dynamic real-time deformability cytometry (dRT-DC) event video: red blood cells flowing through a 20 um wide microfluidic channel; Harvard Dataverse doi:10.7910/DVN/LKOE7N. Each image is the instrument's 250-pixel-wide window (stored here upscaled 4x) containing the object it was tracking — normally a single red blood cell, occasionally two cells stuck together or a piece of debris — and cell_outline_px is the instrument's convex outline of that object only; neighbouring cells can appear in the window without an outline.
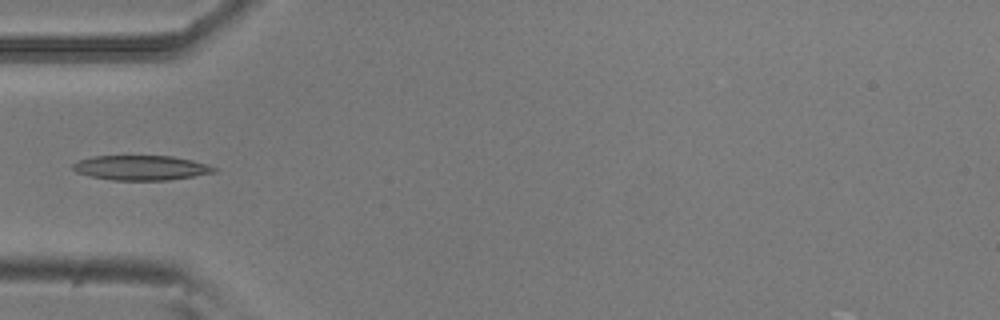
{"species": "common noctule bat (a hibernating species)", "species_latin": "Nyctalus noctula", "temperature_condition": "room temperature", "stored_images_in_passage": 29, "camera_frame_rate_fps": 3000, "um_per_image_px": 0.085, "animal": {"sex": "male", "body_mass_g": 20.5, "forearm_length_mm": 52.5}, "frame": {"image": 1, "passage_image": 1, "time_ms": 0.0, "image_size_px": [1000, 320], "cell_outline_px": [[216, 172], [168, 180], [112, 180], [92, 176], [76, 172], [72, 168], [72, 164], [80, 160], [92, 156], [172, 156], [192, 160], [216, 168]], "centroid_in_image_um": [11.96, 14.26], "position_along_channel_um": 73.0, "area_um2": 20.11}}
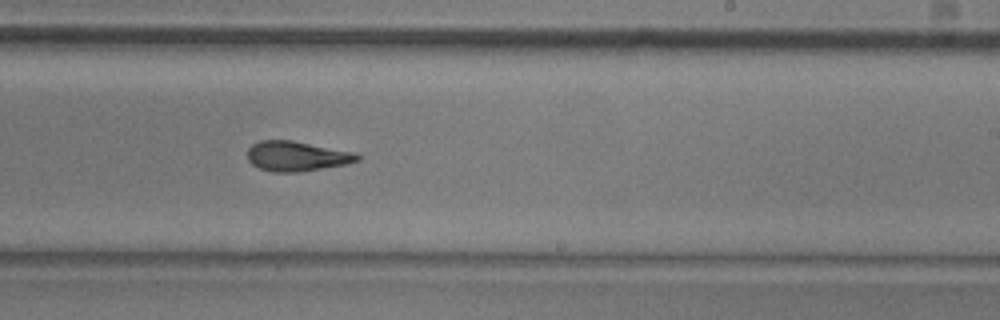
{"frame": {"image": 2, "passage_image": 16, "time_ms": 5.0, "image_size_px": [1000, 320], "cell_outline_px": [[360, 160], [348, 164], [300, 172], [272, 172], [260, 168], [252, 164], [248, 160], [248, 148], [252, 144], [260, 140], [292, 140], [356, 152], [360, 156]], "centroid_in_image_um": [25.25, 13.27], "position_along_channel_um": 263.8, "area_um2": 19.36}}
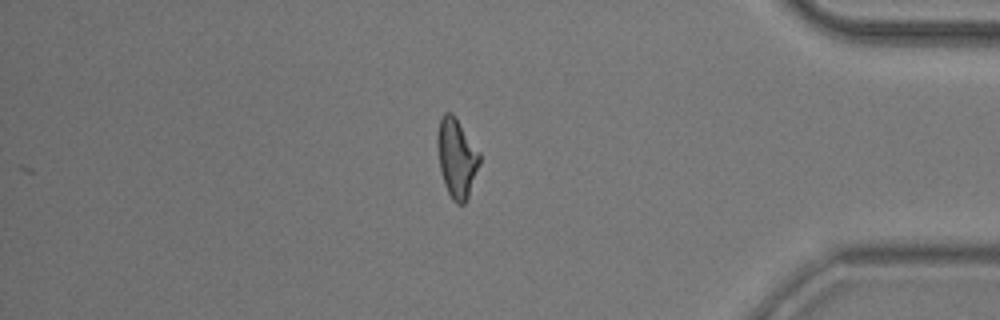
{"frame": {"image": 3, "passage_image": 29, "time_ms": 9.333, "image_size_px": [1000, 320], "cell_outline_px": [[480, 164], [468, 196], [464, 204], [456, 204], [452, 200], [444, 184], [440, 168], [436, 144], [436, 140], [440, 120], [444, 112], [452, 112], [456, 116], [480, 152]], "centroid_in_image_um": [38.82, 13.4], "position_along_channel_um": 396.4, "area_um2": 19.59}}